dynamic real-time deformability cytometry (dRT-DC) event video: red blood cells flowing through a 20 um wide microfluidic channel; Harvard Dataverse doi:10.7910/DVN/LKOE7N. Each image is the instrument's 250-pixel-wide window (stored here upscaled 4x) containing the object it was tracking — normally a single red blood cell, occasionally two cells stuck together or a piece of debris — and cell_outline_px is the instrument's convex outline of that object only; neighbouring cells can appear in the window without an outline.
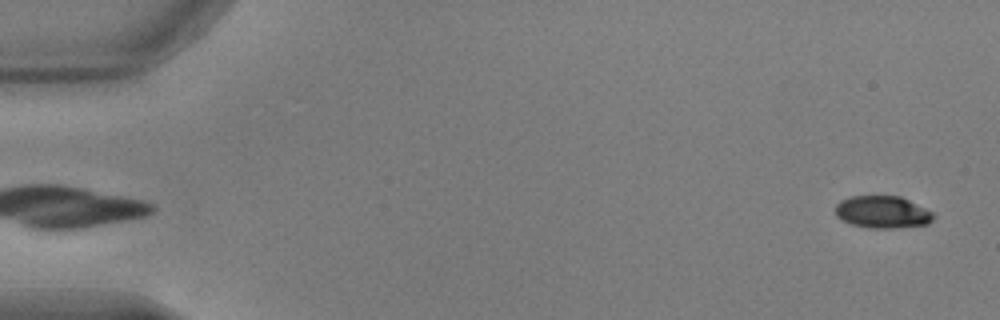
{"species": "common noctule bat (a hibernating species)", "species_latin": "Nyctalus noctula", "temperature_condition": "warm", "stored_images_in_passage": 53, "camera_frame_rate_fps": 3000, "um_per_image_px": 0.085, "animal": {"sex": "male", "body_mass_g": 17.9, "forearm_length_mm": 54.2}, "frame": {"image": 1, "passage_image": 2, "time_ms": 0.333, "image_size_px": [1000, 320], "cell_outline_px": [[936, 216], [928, 224], [892, 228], [868, 228], [852, 224], [840, 220], [836, 216], [836, 204], [840, 200], [848, 196], [900, 196], [932, 212]], "centroid_in_image_um": [74.98, 18.02], "position_along_channel_um": 10.0, "area_um2": 18.44}}
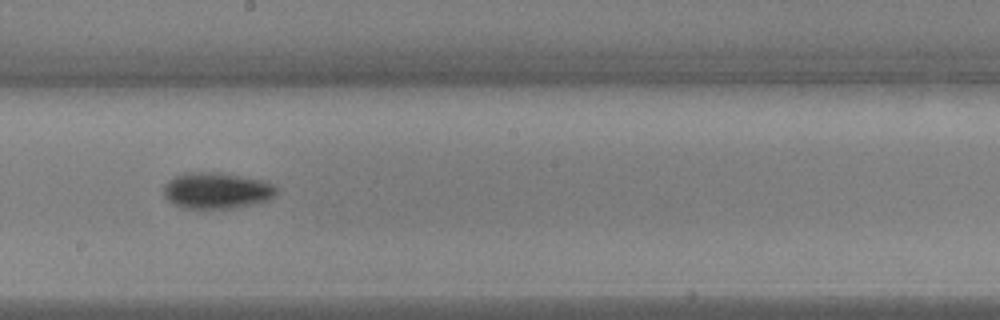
{"frame": {"image": 2, "passage_image": 30, "time_ms": 9.667, "image_size_px": [1000, 320], "cell_outline_px": [[276, 196], [268, 200], [252, 204], [228, 208], [184, 208], [172, 204], [164, 196], [164, 184], [168, 180], [184, 172], [220, 172], [264, 180], [276, 184]], "centroid_in_image_um": [18.42, 16.18], "position_along_channel_um": 229.8, "area_um2": 23.99}}
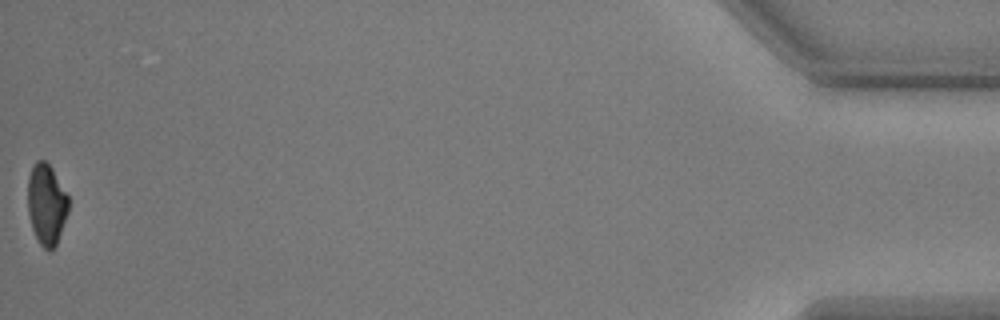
{"frame": {"image": 3, "passage_image": 53, "time_ms": 17.333, "image_size_px": [1000, 320], "cell_outline_px": [[68, 212], [56, 244], [48, 252], [40, 244], [32, 228], [28, 212], [28, 176], [36, 160], [44, 160], [52, 168], [68, 196]], "centroid_in_image_um": [3.94, 17.35], "position_along_channel_um": 431.3, "area_um2": 18.96}, "authors_computed_cell_mechanics": {"area_um2": 20.8658, "velocity_mm_per_s": 3.8433, "shape_relaxation_time_tau1_ms": 2.4542, "shape_relaxation_time_tau2_ms": null, "deformation_change_tau1": 0.136, "deformation_change_tau2": null}}